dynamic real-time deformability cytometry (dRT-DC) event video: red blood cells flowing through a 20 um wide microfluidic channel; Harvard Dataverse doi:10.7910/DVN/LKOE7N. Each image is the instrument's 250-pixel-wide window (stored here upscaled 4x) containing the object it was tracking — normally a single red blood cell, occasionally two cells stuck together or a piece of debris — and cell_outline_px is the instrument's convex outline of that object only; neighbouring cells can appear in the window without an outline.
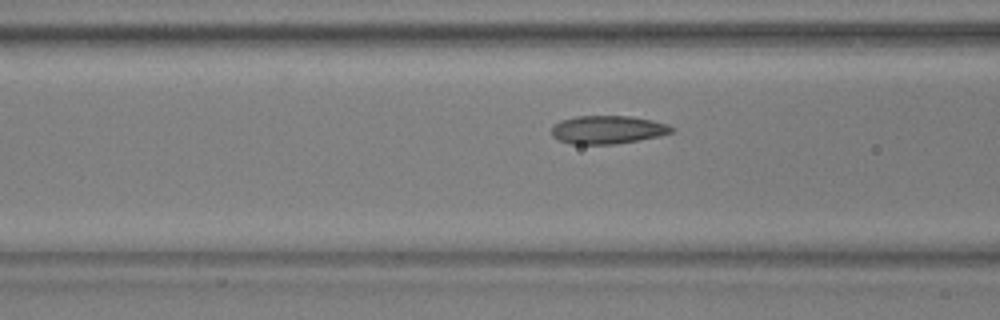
{"species": "common noctule bat (a hibernating species)", "species_latin": "Nyctalus noctula", "temperature_condition": "warm", "stored_images_in_passage": 18, "camera_frame_rate_fps": 3000, "um_per_image_px": 0.085, "animal": {"sex": "male", "body_mass_g": 17.9, "forearm_length_mm": 54.2}, "frame": {"image": 1, "passage_image": 16, "time_ms": 5.0, "image_size_px": [1000, 320], "cell_outline_px": [[676, 128], [672, 132], [660, 136], [616, 144], [572, 144], [560, 140], [552, 136], [552, 124], [560, 120], [576, 116], [632, 116], [652, 120], [668, 124]], "centroid_in_image_um": [51.66, 11.02], "position_along_channel_um": 114.9, "area_um2": 19.88}}